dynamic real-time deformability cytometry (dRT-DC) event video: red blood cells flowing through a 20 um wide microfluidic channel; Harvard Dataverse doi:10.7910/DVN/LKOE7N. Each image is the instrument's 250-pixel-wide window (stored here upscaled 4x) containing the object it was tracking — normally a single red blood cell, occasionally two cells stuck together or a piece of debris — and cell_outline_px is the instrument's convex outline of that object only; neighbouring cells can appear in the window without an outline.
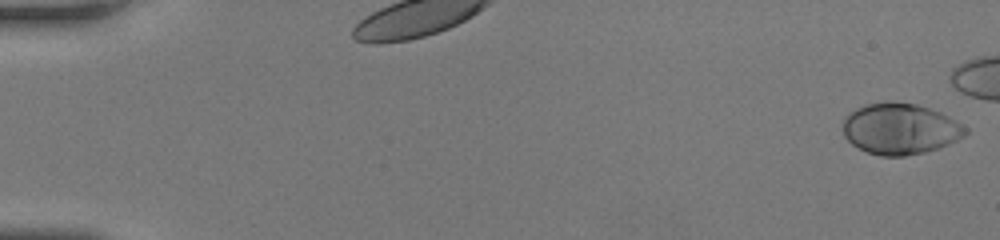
{"species": "human", "species_latin": "Homo sapiens", "temperature_condition": "room temperature", "stored_images_in_passage": 45, "camera_frame_rate_fps": 3000, "um_per_image_px": 0.085, "donor": {"sex": "female"}, "frame": {"image": 1, "passage_image": 1, "time_ms": 0.0, "image_size_px": [1000, 240], "cell_outline_px": [[968, 132], [964, 136], [940, 148], [924, 152], [904, 156], [880, 156], [868, 152], [852, 144], [844, 136], [844, 116], [848, 112], [864, 104], [888, 100], [916, 104], [940, 112], [956, 120], [968, 128]], "centroid_in_image_um": [76.5, 10.93], "position_along_channel_um": 8.5, "area_um2": 36.7}}
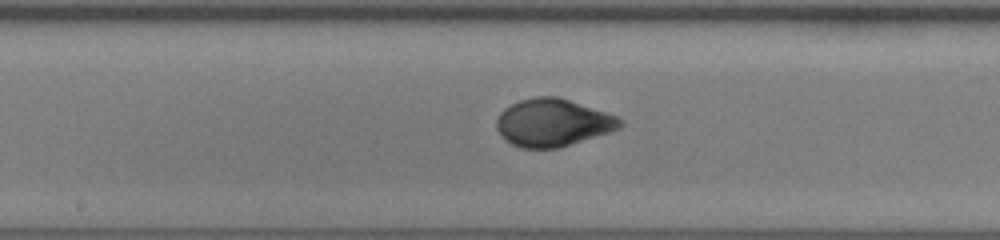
{"frame": {"image": 2, "passage_image": 28, "time_ms": 9.0, "image_size_px": [1000, 240], "cell_outline_px": [[624, 124], [620, 128], [608, 132], [556, 148], [520, 148], [504, 140], [500, 136], [496, 128], [496, 120], [500, 112], [504, 108], [520, 100], [532, 96], [556, 96], [616, 116], [624, 120]], "centroid_in_image_um": [46.93, 10.42], "position_along_channel_um": 201.3, "area_um2": 33.99}}
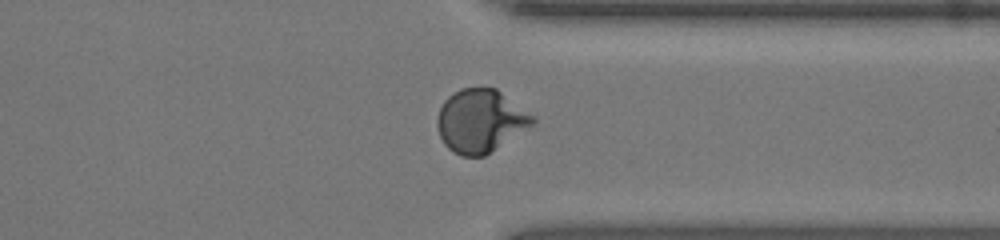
{"frame": {"image": 3, "passage_image": 40, "time_ms": 13.0, "image_size_px": [1000, 240], "cell_outline_px": [[536, 124], [484, 156], [460, 156], [452, 152], [444, 144], [440, 136], [436, 124], [436, 120], [440, 108], [444, 100], [448, 96], [460, 88], [496, 88], [536, 116]], "centroid_in_image_um": [40.86, 10.28], "position_along_channel_um": 370.5, "area_um2": 35.43}}